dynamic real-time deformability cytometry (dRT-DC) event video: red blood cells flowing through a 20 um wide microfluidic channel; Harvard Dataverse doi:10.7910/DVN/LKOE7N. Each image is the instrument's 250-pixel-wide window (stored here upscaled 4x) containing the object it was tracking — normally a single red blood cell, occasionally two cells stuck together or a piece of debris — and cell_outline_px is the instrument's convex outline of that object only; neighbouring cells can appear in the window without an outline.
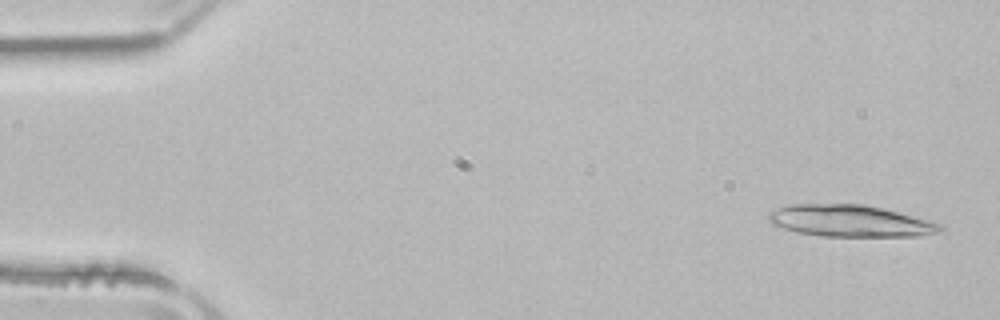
{"species": "common noctule bat (a hibernating species)", "species_latin": "Nyctalus noctula", "temperature_condition": "room temperature", "stored_images_in_passage": 24, "segment_of_instrument_passage": [1, 2], "camera_frame_rate_fps": 3000, "um_per_image_px": 0.085, "animal": {"sex": "male", "body_mass_g": 21.5, "forearm_length_mm": 52.0}, "frame": {"image": 1, "passage_image": 2, "time_ms": 0.333, "image_size_px": [1000, 320], "cell_outline_px": [[944, 232], [920, 236], [820, 236], [796, 232], [772, 224], [768, 220], [768, 212], [788, 204], [864, 204], [884, 208], [936, 220], [944, 224]], "centroid_in_image_um": [72.39, 18.77], "position_along_channel_um": 12.6, "area_um2": 32.54}}